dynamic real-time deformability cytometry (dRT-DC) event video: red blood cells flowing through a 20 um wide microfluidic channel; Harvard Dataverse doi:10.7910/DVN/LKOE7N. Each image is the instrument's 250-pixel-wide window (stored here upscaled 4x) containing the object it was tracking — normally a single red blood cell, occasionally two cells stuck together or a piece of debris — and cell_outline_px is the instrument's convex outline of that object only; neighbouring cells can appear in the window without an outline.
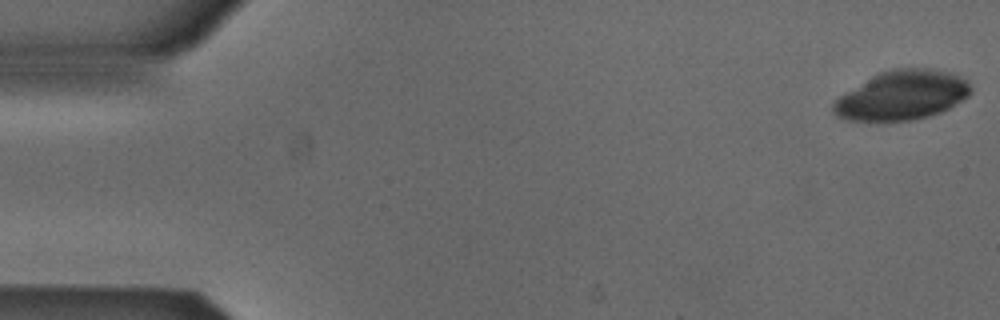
{"species": "Egyptian fruit bat (a non-hibernating species)", "species_latin": "Rousettus aegyptiacus", "temperature_condition": "cold", "stored_images_in_passage": 7, "camera_frame_rate_fps": 3000, "um_per_image_px": 0.085, "animal": {"sex": "male"}, "frame": {"image": 1, "passage_image": 1, "time_ms": 0.0, "image_size_px": [1000, 320], "cell_outline_px": [[972, 92], [968, 96], [948, 108], [940, 112], [928, 116], [912, 120], [848, 120], [836, 116], [832, 112], [832, 104], [840, 96], [872, 76], [880, 72], [892, 68], [932, 68], [948, 72], [964, 80], [972, 88]], "centroid_in_image_um": [76.66, 8.1], "position_along_channel_um": 8.3, "area_um2": 38.96}}